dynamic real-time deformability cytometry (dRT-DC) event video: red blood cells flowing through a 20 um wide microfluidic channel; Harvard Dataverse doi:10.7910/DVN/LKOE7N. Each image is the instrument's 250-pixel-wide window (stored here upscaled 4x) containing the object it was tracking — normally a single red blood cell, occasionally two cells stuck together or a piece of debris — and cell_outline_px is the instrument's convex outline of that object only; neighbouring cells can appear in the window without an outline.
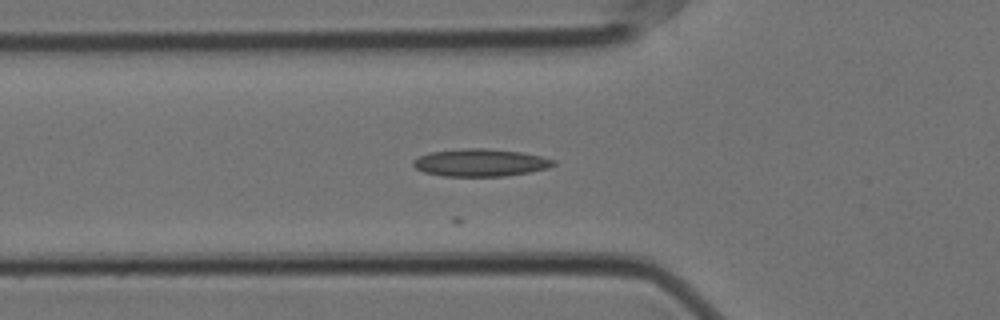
{"species": "Egyptian fruit bat (a non-hibernating species)", "species_latin": "Rousettus aegyptiacus", "temperature_condition": "cold", "stored_images_in_passage": 20, "camera_frame_rate_fps": 3000, "um_per_image_px": 0.085, "animal": {"sex": "female"}, "frame": {"image": 1, "passage_image": 12, "time_ms": 3.667, "image_size_px": [1000, 320], "cell_outline_px": [[556, 164], [548, 168], [528, 172], [504, 176], [444, 176], [424, 172], [416, 168], [412, 164], [412, 160], [428, 152], [464, 148], [488, 148], [520, 152], [540, 156], [556, 160]], "centroid_in_image_um": [40.82, 13.82], "position_along_channel_um": 85.0, "area_um2": 22.48}}
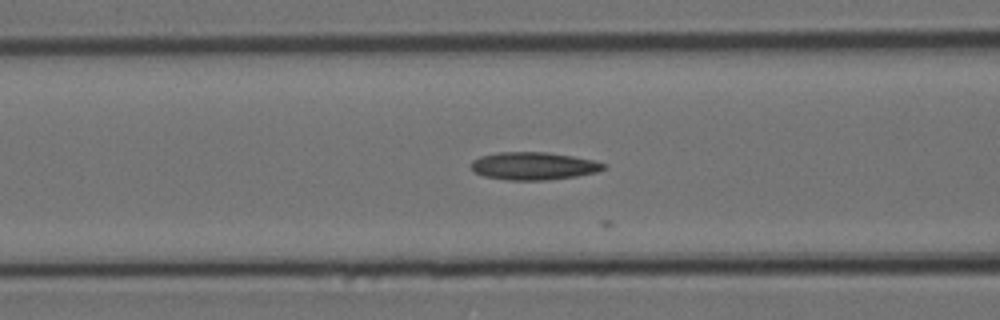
{"frame": {"image": 2, "passage_image": 15, "time_ms": 4.667, "image_size_px": [1000, 320], "cell_outline_px": [[608, 164], [604, 168], [596, 172], [576, 176], [548, 180], [508, 180], [484, 176], [476, 172], [472, 168], [472, 160], [480, 156], [500, 152], [548, 152], [572, 156], [592, 160]], "centroid_in_image_um": [45.36, 14.1], "position_along_channel_um": 121.2, "area_um2": 21.27}}
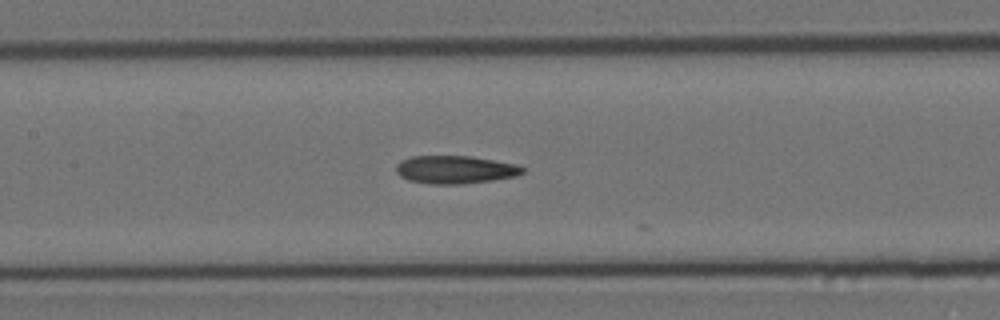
{"frame": {"image": 3, "passage_image": 19, "time_ms": 6.0, "image_size_px": [1000, 320], "cell_outline_px": [[524, 172], [516, 176], [492, 180], [460, 184], [432, 184], [408, 180], [400, 176], [396, 172], [396, 164], [400, 160], [412, 156], [472, 156], [516, 164], [524, 168]], "centroid_in_image_um": [38.66, 14.41], "position_along_channel_um": 168.7, "area_um2": 20.63}}